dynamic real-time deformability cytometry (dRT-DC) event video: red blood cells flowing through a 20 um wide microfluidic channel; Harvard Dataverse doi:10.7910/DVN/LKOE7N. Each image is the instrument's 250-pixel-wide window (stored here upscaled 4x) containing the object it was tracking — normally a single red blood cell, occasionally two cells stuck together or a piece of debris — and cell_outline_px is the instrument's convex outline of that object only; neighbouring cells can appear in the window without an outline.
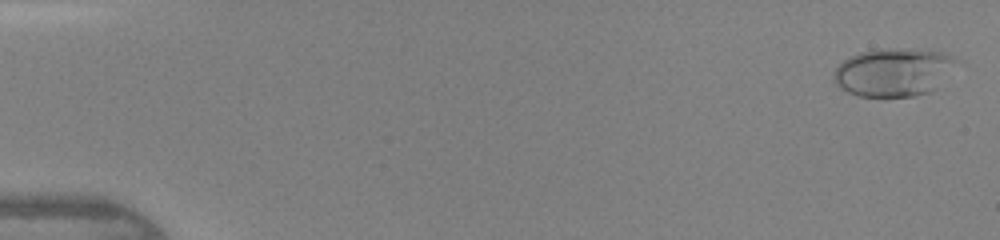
{"species": "human", "species_latin": "Homo sapiens", "temperature_condition": "warm", "stored_images_in_passage": 44, "camera_frame_rate_fps": 3000, "um_per_image_px": 0.085, "donor": {"sex": "female"}, "frame": {"image": 1, "passage_image": 1, "time_ms": 0.0, "image_size_px": [1000, 240], "cell_outline_px": [[960, 60], [936, 88], [932, 92], [912, 96], [856, 96], [840, 88], [836, 84], [832, 76], [832, 72], [844, 60], [860, 52], [940, 52], [952, 56]], "centroid_in_image_um": [75.93, 6.22], "position_along_channel_um": 9.1, "area_um2": 33.0}}
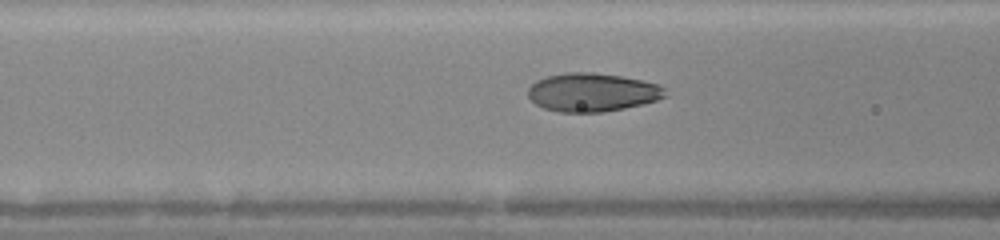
{"frame": {"image": 2, "passage_image": 18, "time_ms": 5.667, "image_size_px": [1000, 240], "cell_outline_px": [[668, 96], [644, 104], [604, 112], [560, 112], [544, 108], [536, 104], [528, 96], [528, 88], [536, 80], [548, 76], [564, 72], [592, 72], [620, 76], [660, 84], [664, 88]], "centroid_in_image_um": [50.35, 7.84], "position_along_channel_um": 116.2, "area_um2": 30.81}}
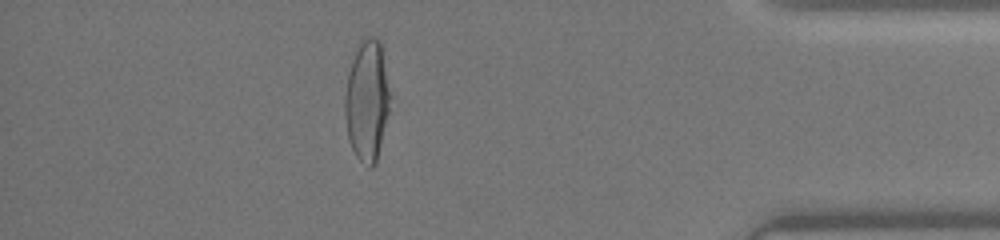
{"frame": {"image": 3, "passage_image": 39, "time_ms": 12.667, "image_size_px": [1000, 240], "cell_outline_px": [[388, 112], [376, 160], [372, 168], [368, 168], [356, 156], [352, 148], [348, 136], [344, 112], [344, 96], [348, 72], [352, 60], [360, 40], [368, 36], [372, 36], [380, 40], [388, 92]], "centroid_in_image_um": [31.15, 8.54], "position_along_channel_um": 404.1, "area_um2": 31.04}}